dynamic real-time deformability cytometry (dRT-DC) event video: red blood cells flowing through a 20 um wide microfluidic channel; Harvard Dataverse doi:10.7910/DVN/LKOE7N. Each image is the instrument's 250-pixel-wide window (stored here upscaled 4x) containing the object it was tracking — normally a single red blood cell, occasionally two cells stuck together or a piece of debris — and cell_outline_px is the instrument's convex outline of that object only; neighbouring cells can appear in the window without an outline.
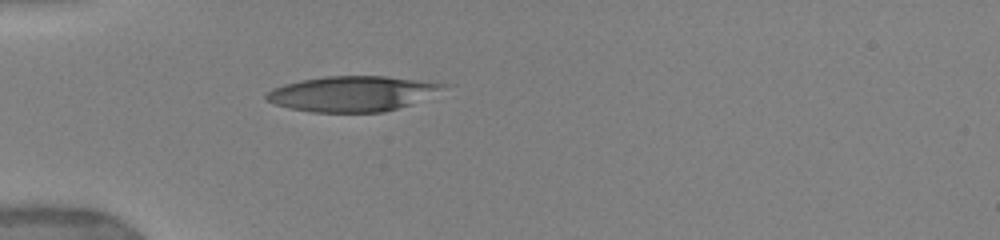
{"species": "human", "species_latin": "Homo sapiens", "temperature_condition": "warm", "stored_images_in_passage": 3, "camera_frame_rate_fps": 3000, "um_per_image_px": 0.085, "donor": {"sex": "female"}, "frame": {"image": 1, "passage_image": 1, "time_ms": 0.0, "image_size_px": [1000, 240], "cell_outline_px": [[452, 84], [408, 104], [384, 112], [308, 112], [276, 104], [264, 100], [264, 96], [272, 88], [284, 84], [300, 80], [324, 76], [384, 76], [420, 80]], "centroid_in_image_um": [29.86, 7.95], "position_along_channel_um": 55.1, "area_um2": 35.95}}